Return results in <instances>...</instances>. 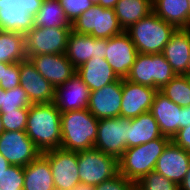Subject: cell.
<instances>
[{
    "label": "cell",
    "mask_w": 190,
    "mask_h": 190,
    "mask_svg": "<svg viewBox=\"0 0 190 190\" xmlns=\"http://www.w3.org/2000/svg\"><path fill=\"white\" fill-rule=\"evenodd\" d=\"M25 131L41 153L60 148L61 112L53 102L32 104Z\"/></svg>",
    "instance_id": "1"
},
{
    "label": "cell",
    "mask_w": 190,
    "mask_h": 190,
    "mask_svg": "<svg viewBox=\"0 0 190 190\" xmlns=\"http://www.w3.org/2000/svg\"><path fill=\"white\" fill-rule=\"evenodd\" d=\"M98 122L88 109L61 113L60 148L73 152L94 148Z\"/></svg>",
    "instance_id": "2"
},
{
    "label": "cell",
    "mask_w": 190,
    "mask_h": 190,
    "mask_svg": "<svg viewBox=\"0 0 190 190\" xmlns=\"http://www.w3.org/2000/svg\"><path fill=\"white\" fill-rule=\"evenodd\" d=\"M170 141L171 138L163 135L148 143L127 148L118 159V172L136 184L155 169L157 159Z\"/></svg>",
    "instance_id": "3"
},
{
    "label": "cell",
    "mask_w": 190,
    "mask_h": 190,
    "mask_svg": "<svg viewBox=\"0 0 190 190\" xmlns=\"http://www.w3.org/2000/svg\"><path fill=\"white\" fill-rule=\"evenodd\" d=\"M176 28L153 11L125 32L133 41L138 53L161 54Z\"/></svg>",
    "instance_id": "4"
},
{
    "label": "cell",
    "mask_w": 190,
    "mask_h": 190,
    "mask_svg": "<svg viewBox=\"0 0 190 190\" xmlns=\"http://www.w3.org/2000/svg\"><path fill=\"white\" fill-rule=\"evenodd\" d=\"M175 76L171 65L162 54L138 53L126 79L159 91Z\"/></svg>",
    "instance_id": "5"
},
{
    "label": "cell",
    "mask_w": 190,
    "mask_h": 190,
    "mask_svg": "<svg viewBox=\"0 0 190 190\" xmlns=\"http://www.w3.org/2000/svg\"><path fill=\"white\" fill-rule=\"evenodd\" d=\"M72 30L100 39H109L124 32L114 9L103 8L101 5H93L83 12L72 23Z\"/></svg>",
    "instance_id": "6"
},
{
    "label": "cell",
    "mask_w": 190,
    "mask_h": 190,
    "mask_svg": "<svg viewBox=\"0 0 190 190\" xmlns=\"http://www.w3.org/2000/svg\"><path fill=\"white\" fill-rule=\"evenodd\" d=\"M43 0H0V31L27 34Z\"/></svg>",
    "instance_id": "7"
},
{
    "label": "cell",
    "mask_w": 190,
    "mask_h": 190,
    "mask_svg": "<svg viewBox=\"0 0 190 190\" xmlns=\"http://www.w3.org/2000/svg\"><path fill=\"white\" fill-rule=\"evenodd\" d=\"M80 183L98 185L118 173V160L99 149L77 152Z\"/></svg>",
    "instance_id": "8"
},
{
    "label": "cell",
    "mask_w": 190,
    "mask_h": 190,
    "mask_svg": "<svg viewBox=\"0 0 190 190\" xmlns=\"http://www.w3.org/2000/svg\"><path fill=\"white\" fill-rule=\"evenodd\" d=\"M131 119L115 117L99 119L94 148L115 157L117 160L128 148V133Z\"/></svg>",
    "instance_id": "9"
},
{
    "label": "cell",
    "mask_w": 190,
    "mask_h": 190,
    "mask_svg": "<svg viewBox=\"0 0 190 190\" xmlns=\"http://www.w3.org/2000/svg\"><path fill=\"white\" fill-rule=\"evenodd\" d=\"M72 28L33 27L25 35L26 55L64 54Z\"/></svg>",
    "instance_id": "10"
},
{
    "label": "cell",
    "mask_w": 190,
    "mask_h": 190,
    "mask_svg": "<svg viewBox=\"0 0 190 190\" xmlns=\"http://www.w3.org/2000/svg\"><path fill=\"white\" fill-rule=\"evenodd\" d=\"M41 154L51 166L55 190H72L80 183L77 152L58 148Z\"/></svg>",
    "instance_id": "11"
},
{
    "label": "cell",
    "mask_w": 190,
    "mask_h": 190,
    "mask_svg": "<svg viewBox=\"0 0 190 190\" xmlns=\"http://www.w3.org/2000/svg\"><path fill=\"white\" fill-rule=\"evenodd\" d=\"M0 154L11 165L24 167L35 160L41 152L26 131H4L0 135Z\"/></svg>",
    "instance_id": "12"
},
{
    "label": "cell",
    "mask_w": 190,
    "mask_h": 190,
    "mask_svg": "<svg viewBox=\"0 0 190 190\" xmlns=\"http://www.w3.org/2000/svg\"><path fill=\"white\" fill-rule=\"evenodd\" d=\"M138 51L124 31L107 39L105 59L119 78H126L135 63Z\"/></svg>",
    "instance_id": "13"
},
{
    "label": "cell",
    "mask_w": 190,
    "mask_h": 190,
    "mask_svg": "<svg viewBox=\"0 0 190 190\" xmlns=\"http://www.w3.org/2000/svg\"><path fill=\"white\" fill-rule=\"evenodd\" d=\"M122 104V78L91 91L88 103L89 112L98 120L120 117Z\"/></svg>",
    "instance_id": "14"
},
{
    "label": "cell",
    "mask_w": 190,
    "mask_h": 190,
    "mask_svg": "<svg viewBox=\"0 0 190 190\" xmlns=\"http://www.w3.org/2000/svg\"><path fill=\"white\" fill-rule=\"evenodd\" d=\"M157 89L122 79V104L120 117L135 118L149 112Z\"/></svg>",
    "instance_id": "15"
},
{
    "label": "cell",
    "mask_w": 190,
    "mask_h": 190,
    "mask_svg": "<svg viewBox=\"0 0 190 190\" xmlns=\"http://www.w3.org/2000/svg\"><path fill=\"white\" fill-rule=\"evenodd\" d=\"M27 58L54 88L61 86L76 74V68L66 57L65 53L27 55Z\"/></svg>",
    "instance_id": "16"
},
{
    "label": "cell",
    "mask_w": 190,
    "mask_h": 190,
    "mask_svg": "<svg viewBox=\"0 0 190 190\" xmlns=\"http://www.w3.org/2000/svg\"><path fill=\"white\" fill-rule=\"evenodd\" d=\"M107 39L95 38L89 34L70 32L65 55L77 69L91 58H105Z\"/></svg>",
    "instance_id": "17"
},
{
    "label": "cell",
    "mask_w": 190,
    "mask_h": 190,
    "mask_svg": "<svg viewBox=\"0 0 190 190\" xmlns=\"http://www.w3.org/2000/svg\"><path fill=\"white\" fill-rule=\"evenodd\" d=\"M20 86L32 104L54 101L55 88L35 69L28 58L20 61Z\"/></svg>",
    "instance_id": "18"
},
{
    "label": "cell",
    "mask_w": 190,
    "mask_h": 190,
    "mask_svg": "<svg viewBox=\"0 0 190 190\" xmlns=\"http://www.w3.org/2000/svg\"><path fill=\"white\" fill-rule=\"evenodd\" d=\"M89 98L90 89L75 74L61 86L55 88L53 103L63 113L71 110L87 109Z\"/></svg>",
    "instance_id": "19"
},
{
    "label": "cell",
    "mask_w": 190,
    "mask_h": 190,
    "mask_svg": "<svg viewBox=\"0 0 190 190\" xmlns=\"http://www.w3.org/2000/svg\"><path fill=\"white\" fill-rule=\"evenodd\" d=\"M189 165L190 152L171 140L157 159L154 170L179 185L183 181Z\"/></svg>",
    "instance_id": "20"
},
{
    "label": "cell",
    "mask_w": 190,
    "mask_h": 190,
    "mask_svg": "<svg viewBox=\"0 0 190 190\" xmlns=\"http://www.w3.org/2000/svg\"><path fill=\"white\" fill-rule=\"evenodd\" d=\"M149 112L157 121L164 136L172 139L182 128V107L172 102L160 91L155 94Z\"/></svg>",
    "instance_id": "21"
},
{
    "label": "cell",
    "mask_w": 190,
    "mask_h": 190,
    "mask_svg": "<svg viewBox=\"0 0 190 190\" xmlns=\"http://www.w3.org/2000/svg\"><path fill=\"white\" fill-rule=\"evenodd\" d=\"M161 54L176 75H186L190 58V28L176 29Z\"/></svg>",
    "instance_id": "22"
},
{
    "label": "cell",
    "mask_w": 190,
    "mask_h": 190,
    "mask_svg": "<svg viewBox=\"0 0 190 190\" xmlns=\"http://www.w3.org/2000/svg\"><path fill=\"white\" fill-rule=\"evenodd\" d=\"M76 74L91 91L119 79L105 58H91L76 69Z\"/></svg>",
    "instance_id": "23"
},
{
    "label": "cell",
    "mask_w": 190,
    "mask_h": 190,
    "mask_svg": "<svg viewBox=\"0 0 190 190\" xmlns=\"http://www.w3.org/2000/svg\"><path fill=\"white\" fill-rule=\"evenodd\" d=\"M152 11L176 29L190 28L188 0H152Z\"/></svg>",
    "instance_id": "24"
},
{
    "label": "cell",
    "mask_w": 190,
    "mask_h": 190,
    "mask_svg": "<svg viewBox=\"0 0 190 190\" xmlns=\"http://www.w3.org/2000/svg\"><path fill=\"white\" fill-rule=\"evenodd\" d=\"M23 190H55L51 166L42 154L24 166Z\"/></svg>",
    "instance_id": "25"
},
{
    "label": "cell",
    "mask_w": 190,
    "mask_h": 190,
    "mask_svg": "<svg viewBox=\"0 0 190 190\" xmlns=\"http://www.w3.org/2000/svg\"><path fill=\"white\" fill-rule=\"evenodd\" d=\"M162 135L159 125L150 112L131 118L128 133V148L148 143Z\"/></svg>",
    "instance_id": "26"
},
{
    "label": "cell",
    "mask_w": 190,
    "mask_h": 190,
    "mask_svg": "<svg viewBox=\"0 0 190 190\" xmlns=\"http://www.w3.org/2000/svg\"><path fill=\"white\" fill-rule=\"evenodd\" d=\"M114 11L125 31L152 12V0H119Z\"/></svg>",
    "instance_id": "27"
},
{
    "label": "cell",
    "mask_w": 190,
    "mask_h": 190,
    "mask_svg": "<svg viewBox=\"0 0 190 190\" xmlns=\"http://www.w3.org/2000/svg\"><path fill=\"white\" fill-rule=\"evenodd\" d=\"M34 27L72 28L59 0H43L41 8L34 16Z\"/></svg>",
    "instance_id": "28"
},
{
    "label": "cell",
    "mask_w": 190,
    "mask_h": 190,
    "mask_svg": "<svg viewBox=\"0 0 190 190\" xmlns=\"http://www.w3.org/2000/svg\"><path fill=\"white\" fill-rule=\"evenodd\" d=\"M25 34L0 31V62L16 63L27 59Z\"/></svg>",
    "instance_id": "29"
},
{
    "label": "cell",
    "mask_w": 190,
    "mask_h": 190,
    "mask_svg": "<svg viewBox=\"0 0 190 190\" xmlns=\"http://www.w3.org/2000/svg\"><path fill=\"white\" fill-rule=\"evenodd\" d=\"M159 91L180 107L190 105V86L186 75H176Z\"/></svg>",
    "instance_id": "30"
},
{
    "label": "cell",
    "mask_w": 190,
    "mask_h": 190,
    "mask_svg": "<svg viewBox=\"0 0 190 190\" xmlns=\"http://www.w3.org/2000/svg\"><path fill=\"white\" fill-rule=\"evenodd\" d=\"M32 105L27 93L21 86H17L14 89L4 90L2 94V106L1 113H7V111L18 110L19 108H29Z\"/></svg>",
    "instance_id": "31"
},
{
    "label": "cell",
    "mask_w": 190,
    "mask_h": 190,
    "mask_svg": "<svg viewBox=\"0 0 190 190\" xmlns=\"http://www.w3.org/2000/svg\"><path fill=\"white\" fill-rule=\"evenodd\" d=\"M136 190H180L179 185L155 170L146 174L136 183Z\"/></svg>",
    "instance_id": "32"
},
{
    "label": "cell",
    "mask_w": 190,
    "mask_h": 190,
    "mask_svg": "<svg viewBox=\"0 0 190 190\" xmlns=\"http://www.w3.org/2000/svg\"><path fill=\"white\" fill-rule=\"evenodd\" d=\"M24 167L11 165L0 173V190H23Z\"/></svg>",
    "instance_id": "33"
},
{
    "label": "cell",
    "mask_w": 190,
    "mask_h": 190,
    "mask_svg": "<svg viewBox=\"0 0 190 190\" xmlns=\"http://www.w3.org/2000/svg\"><path fill=\"white\" fill-rule=\"evenodd\" d=\"M29 108L1 113L4 131H25Z\"/></svg>",
    "instance_id": "34"
},
{
    "label": "cell",
    "mask_w": 190,
    "mask_h": 190,
    "mask_svg": "<svg viewBox=\"0 0 190 190\" xmlns=\"http://www.w3.org/2000/svg\"><path fill=\"white\" fill-rule=\"evenodd\" d=\"M66 17L72 24L86 10L91 8L93 4L90 0H59Z\"/></svg>",
    "instance_id": "35"
},
{
    "label": "cell",
    "mask_w": 190,
    "mask_h": 190,
    "mask_svg": "<svg viewBox=\"0 0 190 190\" xmlns=\"http://www.w3.org/2000/svg\"><path fill=\"white\" fill-rule=\"evenodd\" d=\"M95 190H136V184L118 172L112 178L95 185Z\"/></svg>",
    "instance_id": "36"
},
{
    "label": "cell",
    "mask_w": 190,
    "mask_h": 190,
    "mask_svg": "<svg viewBox=\"0 0 190 190\" xmlns=\"http://www.w3.org/2000/svg\"><path fill=\"white\" fill-rule=\"evenodd\" d=\"M17 86H20V62L6 63L4 84H0V87L4 90H10Z\"/></svg>",
    "instance_id": "37"
},
{
    "label": "cell",
    "mask_w": 190,
    "mask_h": 190,
    "mask_svg": "<svg viewBox=\"0 0 190 190\" xmlns=\"http://www.w3.org/2000/svg\"><path fill=\"white\" fill-rule=\"evenodd\" d=\"M171 140L179 147L190 152V125L179 129Z\"/></svg>",
    "instance_id": "38"
},
{
    "label": "cell",
    "mask_w": 190,
    "mask_h": 190,
    "mask_svg": "<svg viewBox=\"0 0 190 190\" xmlns=\"http://www.w3.org/2000/svg\"><path fill=\"white\" fill-rule=\"evenodd\" d=\"M190 125V105L182 107V128Z\"/></svg>",
    "instance_id": "39"
},
{
    "label": "cell",
    "mask_w": 190,
    "mask_h": 190,
    "mask_svg": "<svg viewBox=\"0 0 190 190\" xmlns=\"http://www.w3.org/2000/svg\"><path fill=\"white\" fill-rule=\"evenodd\" d=\"M180 190H190V165L183 181L179 184Z\"/></svg>",
    "instance_id": "40"
},
{
    "label": "cell",
    "mask_w": 190,
    "mask_h": 190,
    "mask_svg": "<svg viewBox=\"0 0 190 190\" xmlns=\"http://www.w3.org/2000/svg\"><path fill=\"white\" fill-rule=\"evenodd\" d=\"M118 1L119 0H100V3L98 5H101L103 8L114 9Z\"/></svg>",
    "instance_id": "41"
},
{
    "label": "cell",
    "mask_w": 190,
    "mask_h": 190,
    "mask_svg": "<svg viewBox=\"0 0 190 190\" xmlns=\"http://www.w3.org/2000/svg\"><path fill=\"white\" fill-rule=\"evenodd\" d=\"M11 164L0 154V173L6 171Z\"/></svg>",
    "instance_id": "42"
},
{
    "label": "cell",
    "mask_w": 190,
    "mask_h": 190,
    "mask_svg": "<svg viewBox=\"0 0 190 190\" xmlns=\"http://www.w3.org/2000/svg\"><path fill=\"white\" fill-rule=\"evenodd\" d=\"M72 190H95L94 185L79 183Z\"/></svg>",
    "instance_id": "43"
},
{
    "label": "cell",
    "mask_w": 190,
    "mask_h": 190,
    "mask_svg": "<svg viewBox=\"0 0 190 190\" xmlns=\"http://www.w3.org/2000/svg\"><path fill=\"white\" fill-rule=\"evenodd\" d=\"M5 70H6V63L0 62V84H4Z\"/></svg>",
    "instance_id": "44"
},
{
    "label": "cell",
    "mask_w": 190,
    "mask_h": 190,
    "mask_svg": "<svg viewBox=\"0 0 190 190\" xmlns=\"http://www.w3.org/2000/svg\"><path fill=\"white\" fill-rule=\"evenodd\" d=\"M4 132L3 122L1 118V112H0V135Z\"/></svg>",
    "instance_id": "45"
},
{
    "label": "cell",
    "mask_w": 190,
    "mask_h": 190,
    "mask_svg": "<svg viewBox=\"0 0 190 190\" xmlns=\"http://www.w3.org/2000/svg\"><path fill=\"white\" fill-rule=\"evenodd\" d=\"M186 76H190V58H189L188 66H187Z\"/></svg>",
    "instance_id": "46"
},
{
    "label": "cell",
    "mask_w": 190,
    "mask_h": 190,
    "mask_svg": "<svg viewBox=\"0 0 190 190\" xmlns=\"http://www.w3.org/2000/svg\"><path fill=\"white\" fill-rule=\"evenodd\" d=\"M2 94H3V89L0 87V109L2 106Z\"/></svg>",
    "instance_id": "47"
},
{
    "label": "cell",
    "mask_w": 190,
    "mask_h": 190,
    "mask_svg": "<svg viewBox=\"0 0 190 190\" xmlns=\"http://www.w3.org/2000/svg\"><path fill=\"white\" fill-rule=\"evenodd\" d=\"M90 2L93 4V5H98L100 3V0H90Z\"/></svg>",
    "instance_id": "48"
},
{
    "label": "cell",
    "mask_w": 190,
    "mask_h": 190,
    "mask_svg": "<svg viewBox=\"0 0 190 190\" xmlns=\"http://www.w3.org/2000/svg\"><path fill=\"white\" fill-rule=\"evenodd\" d=\"M188 77V82H189V86H190V76H187Z\"/></svg>",
    "instance_id": "49"
}]
</instances>
